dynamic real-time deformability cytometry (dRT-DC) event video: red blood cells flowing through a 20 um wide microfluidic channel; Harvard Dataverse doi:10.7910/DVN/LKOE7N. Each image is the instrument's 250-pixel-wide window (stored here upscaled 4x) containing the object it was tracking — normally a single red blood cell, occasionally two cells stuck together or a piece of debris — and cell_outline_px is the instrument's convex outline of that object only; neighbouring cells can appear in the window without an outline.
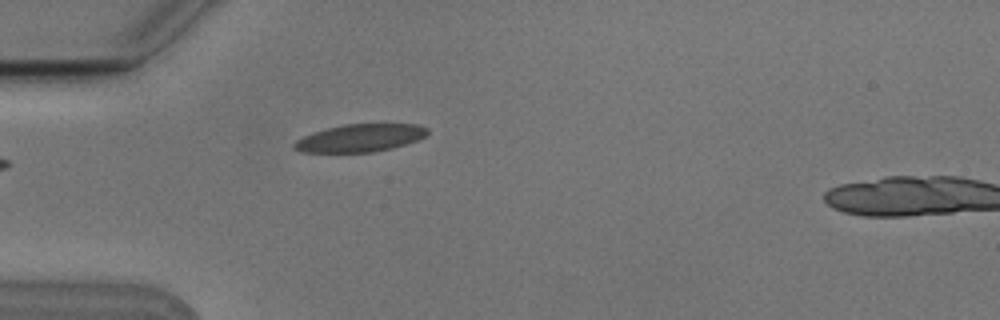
{"species": "Egyptian fruit bat (a non-hibernating species)", "species_latin": "Rousettus aegyptiacus", "temperature_condition": "cold", "stored_images_in_passage": 2, "camera_frame_rate_fps": 3000, "um_per_image_px": 0.085, "animal": {"sex": "male"}, "frame": {"image": 1, "passage_image": 1, "time_ms": 0.0, "image_size_px": [1000, 320], "cell_outline_px": [[428, 132], [424, 136], [416, 140], [392, 148], [372, 152], [300, 152], [292, 148], [292, 144], [296, 140], [304, 136], [328, 128], [344, 124], [416, 124], [428, 128]], "centroid_in_image_um": [30.58, 11.73], "position_along_channel_um": 54.4, "area_um2": 21.27}}